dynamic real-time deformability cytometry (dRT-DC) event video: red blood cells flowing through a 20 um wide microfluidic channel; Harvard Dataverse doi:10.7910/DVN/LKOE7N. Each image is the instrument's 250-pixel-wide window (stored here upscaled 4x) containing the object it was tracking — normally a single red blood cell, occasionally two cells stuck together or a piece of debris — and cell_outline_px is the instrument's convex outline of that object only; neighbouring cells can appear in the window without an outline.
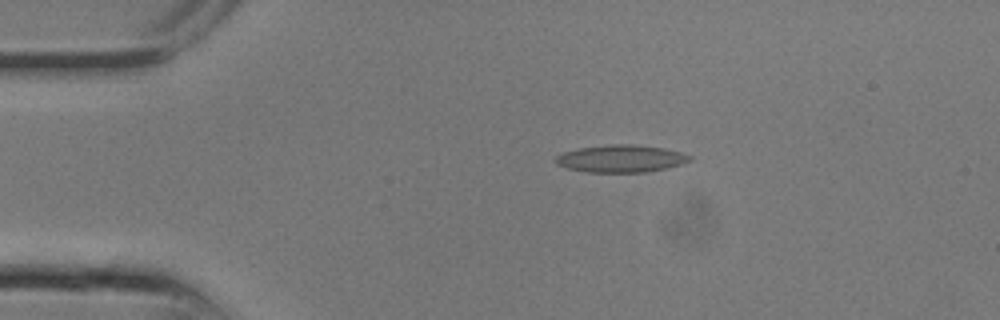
{"species": "common noctule bat (a hibernating species)", "species_latin": "Nyctalus noctula", "temperature_condition": "room temperature", "stored_images_in_passage": 8, "camera_frame_rate_fps": 3000, "um_per_image_px": 0.085, "animal": {"sex": "male", "body_mass_g": 13.3}, "frame": {"image": 1, "passage_image": 4, "time_ms": 1.0, "image_size_px": [1000, 320], "cell_outline_px": [[692, 160], [684, 164], [648, 172], [584, 172], [568, 168], [556, 164], [552, 160], [556, 156], [564, 152], [580, 148], [608, 144], [632, 144], [664, 148], [680, 152], [692, 156]], "centroid_in_image_um": [52.79, 13.48], "position_along_channel_um": 32.2, "area_um2": 21.56}}
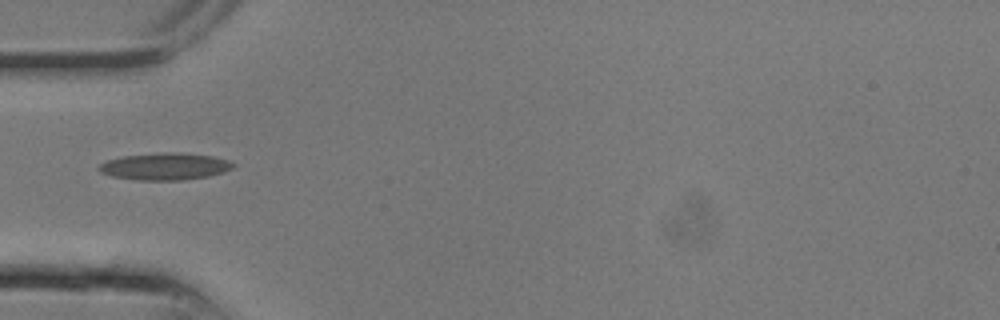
{"frame": {"image": 2, "passage_image": 7, "time_ms": 2.0, "image_size_px": [1000, 320], "cell_outline_px": [[236, 164], [232, 168], [224, 172], [208, 176], [180, 180], [136, 180], [112, 176], [100, 172], [96, 168], [100, 164], [108, 160], [124, 156], [160, 152], [180, 152], [212, 156], [228, 160]], "centroid_in_image_um": [14.02, 14.14], "position_along_channel_um": 71.0, "area_um2": 21.15}}